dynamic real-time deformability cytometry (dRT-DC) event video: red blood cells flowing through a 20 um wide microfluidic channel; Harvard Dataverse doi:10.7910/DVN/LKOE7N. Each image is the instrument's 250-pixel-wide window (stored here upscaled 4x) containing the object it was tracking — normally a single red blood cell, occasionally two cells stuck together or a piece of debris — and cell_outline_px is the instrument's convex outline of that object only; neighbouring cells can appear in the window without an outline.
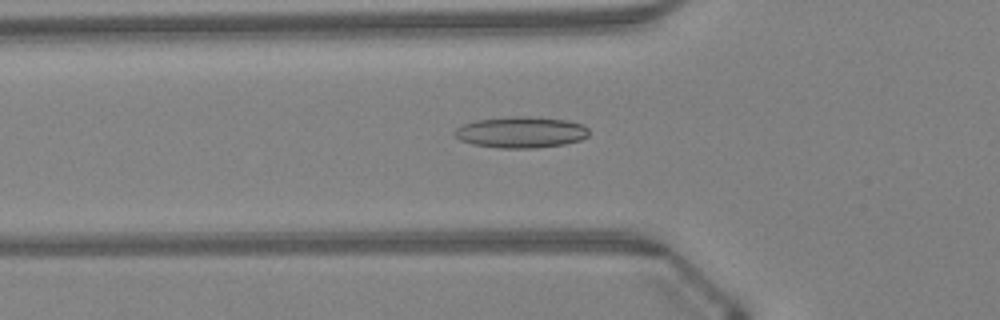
{"species": "Egyptian fruit bat (a non-hibernating species)", "species_latin": "Rousettus aegyptiacus", "temperature_condition": "warm", "stored_images_in_passage": 48, "camera_frame_rate_fps": 3000, "um_per_image_px": 0.085, "animal": {"sex": "female"}, "frame": {"image": 1, "passage_image": 17, "time_ms": 5.333, "image_size_px": [1000, 320], "cell_outline_px": [[588, 136], [580, 140], [564, 144], [536, 148], [496, 148], [472, 144], [460, 140], [452, 132], [456, 128], [464, 124], [476, 120], [512, 116], [528, 116], [568, 120], [584, 124], [588, 128]], "centroid_in_image_um": [44.29, 11.24], "position_along_channel_um": 81.5, "area_um2": 24.62}}
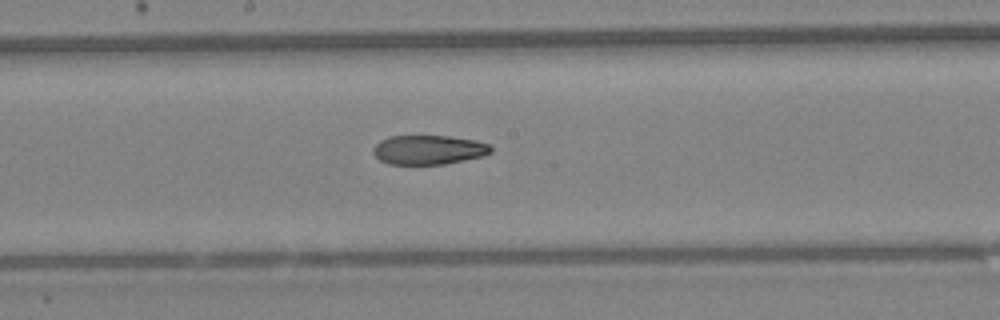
{"frame": {"image": 2, "passage_image": 26, "time_ms": 8.333, "image_size_px": [1000, 320], "cell_outline_px": [[492, 152], [484, 156], [444, 164], [388, 164], [380, 160], [372, 152], [372, 148], [380, 140], [388, 136], [448, 136], [476, 140], [488, 144], [492, 148]], "centroid_in_image_um": [36.42, 12.73], "position_along_channel_um": 211.8, "area_um2": 20.17}}
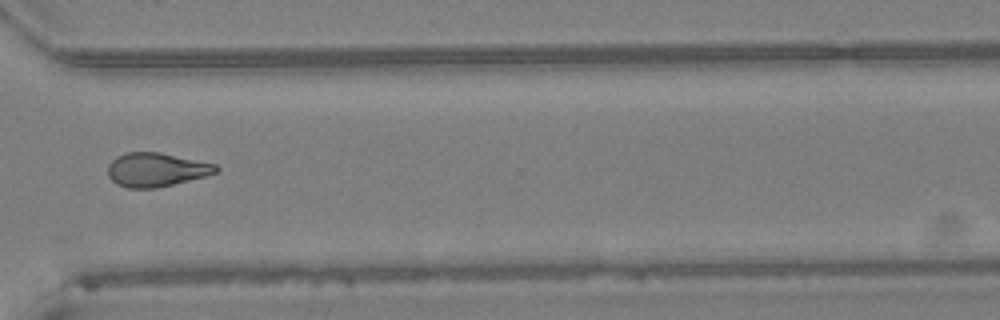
{"frame": {"image": 3, "passage_image": 36, "time_ms": 11.667, "image_size_px": [1000, 320], "cell_outline_px": [[220, 168], [216, 172], [208, 176], [156, 188], [128, 188], [116, 184], [108, 176], [108, 164], [116, 156], [124, 152], [160, 152], [216, 164]], "centroid_in_image_um": [13.27, 14.42], "position_along_channel_um": 357.3, "area_um2": 21.5}, "authors_computed_cell_mechanics": {"area_um2": 21.5883, "velocity_mm_per_s": 4.3606, "shape_relaxation_time_tau1_ms": null, "shape_relaxation_time_tau2_ms": 5.5301, "deformation_change_tau1": null, "deformation_change_tau2": 0.1498}}